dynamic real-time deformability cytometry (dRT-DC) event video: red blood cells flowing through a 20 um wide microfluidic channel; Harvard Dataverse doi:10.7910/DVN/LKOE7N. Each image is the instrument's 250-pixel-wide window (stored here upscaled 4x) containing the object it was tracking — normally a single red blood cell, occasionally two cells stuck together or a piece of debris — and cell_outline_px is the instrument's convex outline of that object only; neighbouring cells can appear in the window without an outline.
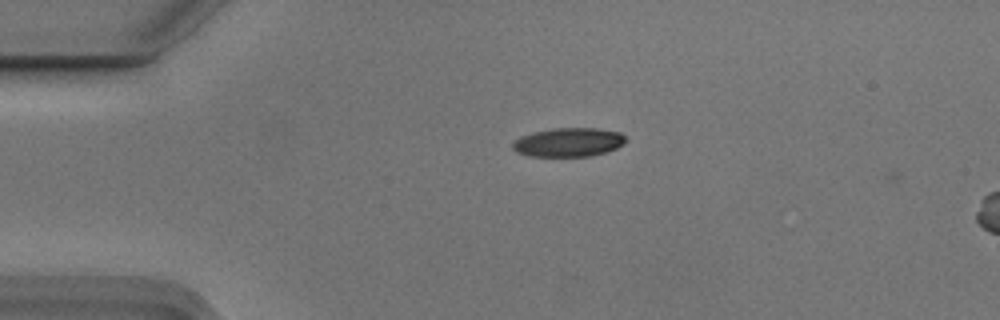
{"species": "Egyptian fruit bat (a non-hibernating species)", "species_latin": "Rousettus aegyptiacus", "temperature_condition": "cold", "stored_images_in_passage": 2, "camera_frame_rate_fps": 3000, "um_per_image_px": 0.085, "animal": {"sex": "male"}, "frame": {"image": 1, "passage_image": 1, "time_ms": 0.0, "image_size_px": [1000, 320], "cell_outline_px": [[628, 140], [624, 144], [616, 148], [592, 156], [528, 156], [516, 152], [512, 148], [512, 144], [520, 136], [532, 132], [556, 128], [596, 128], [620, 132]], "centroid_in_image_um": [48.32, 12.09], "position_along_channel_um": 36.7, "area_um2": 19.07}}